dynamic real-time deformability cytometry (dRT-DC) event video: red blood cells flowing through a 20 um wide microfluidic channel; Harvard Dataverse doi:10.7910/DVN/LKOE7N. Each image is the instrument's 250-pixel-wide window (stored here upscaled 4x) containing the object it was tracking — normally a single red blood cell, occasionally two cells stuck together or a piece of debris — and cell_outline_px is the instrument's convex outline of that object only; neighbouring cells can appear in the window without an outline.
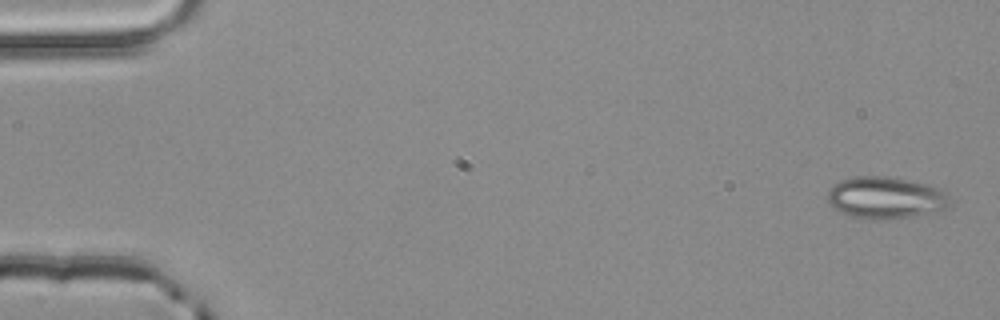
{"species": "common noctule bat (a hibernating species)", "species_latin": "Nyctalus noctula", "temperature_condition": "room temperature", "stored_images_in_passage": 5, "camera_frame_rate_fps": 3000, "um_per_image_px": 0.085, "animal": {"sex": "male", "body_mass_g": 20.4}, "frame": {"image": 1, "passage_image": 1, "time_ms": 0.0, "image_size_px": [1000, 320], "cell_outline_px": [[948, 204], [944, 208], [936, 212], [896, 220], [872, 220], [852, 216], [840, 212], [832, 208], [828, 200], [828, 192], [840, 180], [856, 176], [888, 176], [916, 180], [928, 184], [944, 192], [948, 196]], "centroid_in_image_um": [75.28, 16.82], "position_along_channel_um": 9.7, "area_um2": 30.23}}